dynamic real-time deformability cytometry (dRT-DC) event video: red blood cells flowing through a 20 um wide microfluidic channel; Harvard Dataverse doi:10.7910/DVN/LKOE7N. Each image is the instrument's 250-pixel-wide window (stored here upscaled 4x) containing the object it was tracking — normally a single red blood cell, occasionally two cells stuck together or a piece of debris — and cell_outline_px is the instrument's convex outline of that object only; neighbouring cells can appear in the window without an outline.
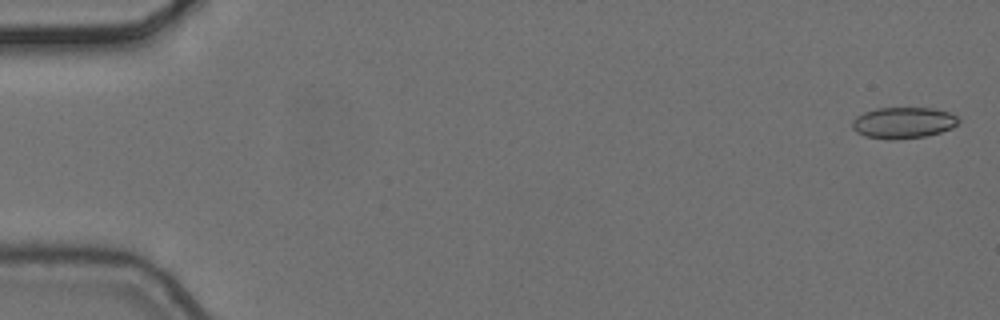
{"species": "common noctule bat (a hibernating species)", "species_latin": "Nyctalus noctula", "temperature_condition": "cold", "stored_images_in_passage": 5, "camera_frame_rate_fps": 3000, "um_per_image_px": 0.085, "animal": {"sex": "female", "body_mass_g": 24.6, "forearm_length_mm": 56.2}, "frame": {"image": 1, "passage_image": 1, "time_ms": 0.0, "image_size_px": [1000, 320], "cell_outline_px": [[960, 120], [952, 128], [940, 132], [924, 136], [888, 140], [864, 136], [856, 132], [852, 128], [852, 120], [856, 116], [864, 112], [876, 108], [932, 108], [948, 112], [956, 116]], "centroid_in_image_um": [76.74, 10.43], "position_along_channel_um": 8.3, "area_um2": 19.31}}
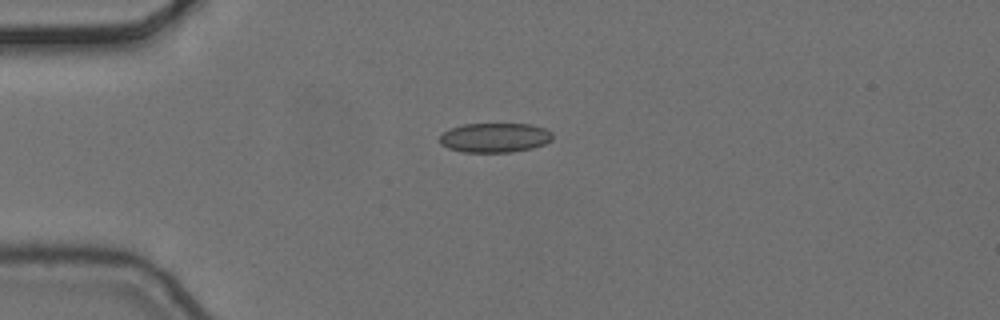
{"frame": {"image": 2, "passage_image": 4, "time_ms": 1.0, "image_size_px": [1000, 320], "cell_outline_px": [[552, 140], [544, 144], [532, 148], [512, 152], [464, 152], [448, 148], [440, 144], [440, 136], [444, 132], [452, 128], [464, 124], [532, 124], [544, 128], [552, 132]], "centroid_in_image_um": [42.08, 11.7], "position_along_channel_um": 42.9, "area_um2": 19.36}}